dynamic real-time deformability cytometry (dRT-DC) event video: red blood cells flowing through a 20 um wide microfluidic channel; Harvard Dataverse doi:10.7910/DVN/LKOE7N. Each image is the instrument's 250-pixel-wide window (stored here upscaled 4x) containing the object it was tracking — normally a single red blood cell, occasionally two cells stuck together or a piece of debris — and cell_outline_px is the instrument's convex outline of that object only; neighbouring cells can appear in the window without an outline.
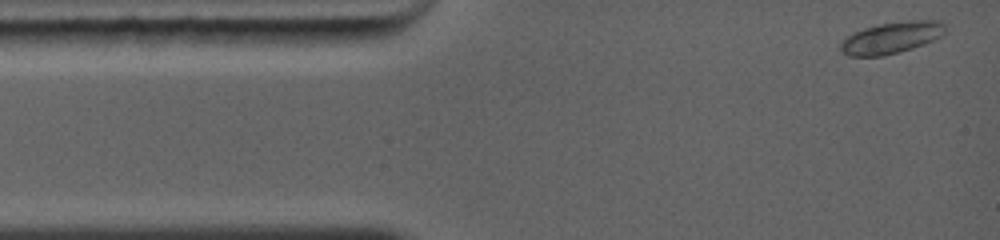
{"species": "common noctule bat (a hibernating species)", "species_latin": "Nyctalus noctula", "temperature_condition": "warm", "stored_images_in_passage": 27, "camera_frame_rate_fps": 5000, "um_per_image_px": 0.085, "animal": {"sex": "female", "body_mass_g": 19.0, "forearm_length_mm": 56.7}, "frame": {"image": 1, "passage_image": 1, "time_ms": 0.0, "image_size_px": [1000, 240], "cell_outline_px": [[948, 24], [944, 32], [940, 36], [932, 40], [896, 52], [880, 56], [852, 56], [844, 52], [840, 48], [840, 44], [852, 32], [864, 28], [880, 24], [908, 20], [944, 20]], "centroid_in_image_um": [75.81, 3.16], "position_along_channel_um": 9.2, "area_um2": 18.9}}
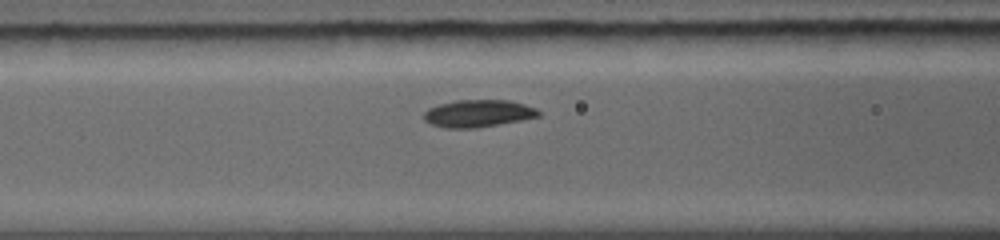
{"frame": {"image": 2, "passage_image": 8, "time_ms": 4.2, "image_size_px": [1000, 240], "cell_outline_px": [[540, 116], [520, 120], [472, 128], [448, 128], [432, 124], [424, 120], [424, 112], [428, 108], [440, 104], [456, 100], [508, 100], [524, 104], [536, 108], [540, 112]], "centroid_in_image_um": [40.63, 9.63], "position_along_channel_um": 126.0, "area_um2": 17.98}}
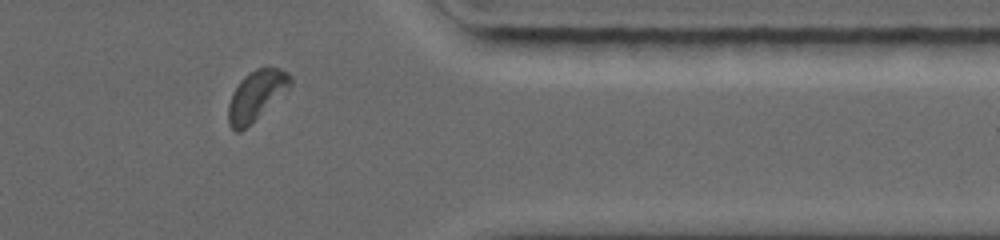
{"frame": {"image": 3, "passage_image": 20, "time_ms": 10.6, "image_size_px": [1000, 240], "cell_outline_px": [[292, 84], [288, 88], [240, 132], [236, 132], [228, 124], [228, 104], [240, 80], [248, 72], [256, 68], [280, 68], [288, 72], [292, 76]], "centroid_in_image_um": [21.77, 8.08], "position_along_channel_um": 389.6, "area_um2": 17.46}, "authors_computed_cell_mechanics": {"area_um2": 17.7446, "velocity_mm_per_s": 4.2949, "shape_relaxation_time_tau1_ms": 1.3739, "shape_relaxation_time_tau2_ms": 4.222, "deformation_change_tau1": 0.0726, "deformation_change_tau2": 0.0766}}